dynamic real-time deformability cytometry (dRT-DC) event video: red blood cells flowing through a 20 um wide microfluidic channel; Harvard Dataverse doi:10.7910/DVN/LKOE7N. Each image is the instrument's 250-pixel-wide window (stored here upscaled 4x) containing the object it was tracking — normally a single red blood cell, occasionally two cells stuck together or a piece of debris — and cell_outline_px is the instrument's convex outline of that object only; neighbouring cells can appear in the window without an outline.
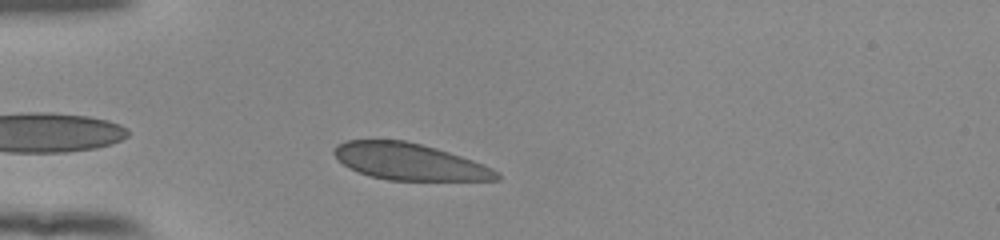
{"species": "human", "species_latin": "Homo sapiens", "temperature_condition": "room temperature", "stored_images_in_passage": 35, "camera_frame_rate_fps": 3000, "um_per_image_px": 0.085, "donor": {"sex": "female"}, "frame": {"image": 1, "passage_image": 4, "time_ms": 1.0, "image_size_px": [1000, 240], "cell_outline_px": [[500, 180], [388, 180], [372, 176], [348, 168], [332, 152], [332, 148], [336, 144], [348, 140], [404, 140], [436, 148], [484, 164], [500, 172]], "centroid_in_image_um": [34.8, 13.74], "position_along_channel_um": 50.2, "area_um2": 34.56}}
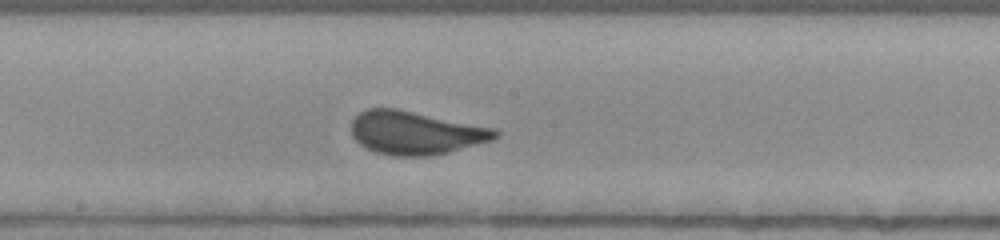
{"frame": {"image": 2, "passage_image": 18, "time_ms": 5.667, "image_size_px": [1000, 240], "cell_outline_px": [[500, 136], [492, 140], [448, 152], [428, 156], [392, 156], [376, 152], [360, 144], [352, 136], [352, 120], [360, 112], [368, 108], [396, 108], [496, 128], [500, 132]], "centroid_in_image_um": [35.34, 11.28], "position_along_channel_um": 212.9, "area_um2": 36.3}}
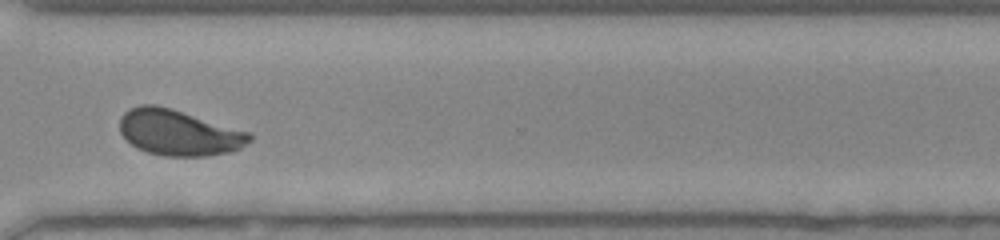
{"frame": {"image": 3, "passage_image": 29, "time_ms": 9.333, "image_size_px": [1000, 240], "cell_outline_px": [[252, 140], [240, 148], [228, 152], [208, 156], [164, 156], [148, 152], [136, 148], [120, 132], [120, 116], [128, 108], [140, 104], [156, 104], [252, 132]], "centroid_in_image_um": [15.2, 11.26], "position_along_channel_um": 355.4, "area_um2": 34.8}, "authors_computed_cell_mechanics": {"area_um2": 35.7204, "velocity_mm_per_s": 3.8722, "shape_relaxation_time_tau1_ms": 4.9015, "shape_relaxation_time_tau2_ms": null, "deformation_change_tau1": 0.1352, "deformation_change_tau2": null}}